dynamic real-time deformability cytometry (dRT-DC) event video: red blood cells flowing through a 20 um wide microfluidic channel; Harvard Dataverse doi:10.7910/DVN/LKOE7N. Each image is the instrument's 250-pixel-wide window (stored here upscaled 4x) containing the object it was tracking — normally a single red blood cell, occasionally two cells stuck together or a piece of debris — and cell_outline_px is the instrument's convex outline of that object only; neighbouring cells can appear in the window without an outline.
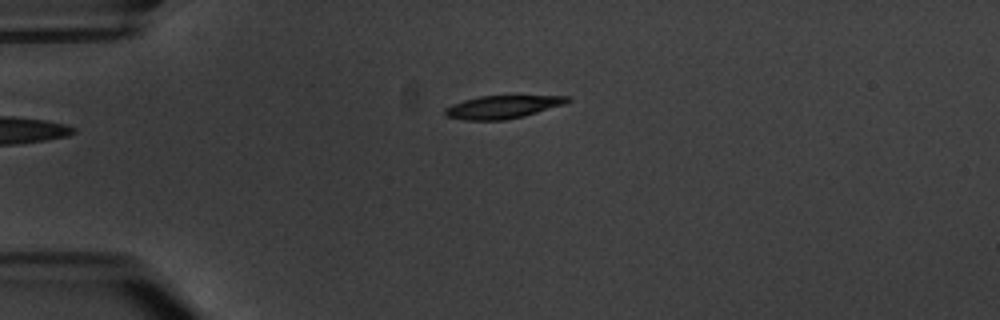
{"species": "common noctule bat (a hibernating species)", "species_latin": "Nyctalus noctula", "temperature_condition": "warm", "stored_images_in_passage": 4, "camera_frame_rate_fps": 3000, "um_per_image_px": 0.085, "animal": {"sex": "male", "body_mass_g": 20.1, "forearm_length_mm": 53.5}, "frame": {"image": 1, "passage_image": 4, "time_ms": 3.333, "image_size_px": [1000, 320], "cell_outline_px": [[572, 100], [564, 104], [536, 112], [504, 120], [464, 120], [444, 116], [444, 108], [452, 104], [464, 100], [480, 96], [572, 96]], "centroid_in_image_um": [42.67, 9.09], "position_along_channel_um": 42.3, "area_um2": 16.18}}